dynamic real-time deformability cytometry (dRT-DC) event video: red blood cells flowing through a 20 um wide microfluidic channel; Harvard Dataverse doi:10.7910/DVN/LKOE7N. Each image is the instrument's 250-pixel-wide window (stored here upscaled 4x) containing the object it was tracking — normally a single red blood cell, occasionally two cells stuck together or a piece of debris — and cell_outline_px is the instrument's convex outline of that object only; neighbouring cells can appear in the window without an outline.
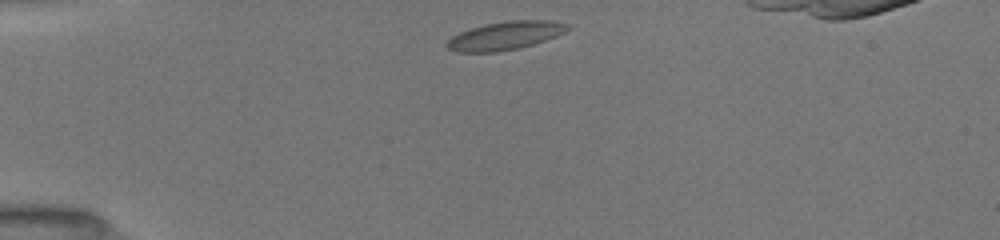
{"species": "common noctule bat (a hibernating species)", "species_latin": "Nyctalus noctula", "temperature_condition": "room temperature", "stored_images_in_passage": 18, "camera_frame_rate_fps": 3000, "um_per_image_px": 0.085, "animal": {"sex": "female", "body_mass_g": 19.5, "forearm_length_mm": 54.1}, "frame": {"image": 1, "passage_image": 1, "time_ms": 0.0, "image_size_px": [1000, 240], "cell_outline_px": [[572, 28], [556, 36], [520, 48], [496, 52], [456, 52], [448, 48], [444, 44], [452, 36], [460, 32], [484, 24], [508, 20], [552, 20], [568, 24]], "centroid_in_image_um": [42.94, 3.02], "position_along_channel_um": 42.1, "area_um2": 19.94}}
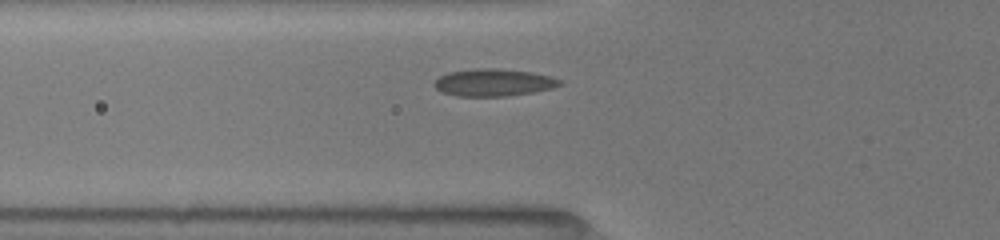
{"frame": {"image": 2, "passage_image": 11, "time_ms": 2.0, "image_size_px": [1000, 240], "cell_outline_px": [[560, 84], [552, 88], [532, 92], [504, 96], [456, 96], [440, 92], [432, 84], [440, 76], [448, 72], [476, 68], [500, 68], [532, 72], [552, 76], [560, 80]], "centroid_in_image_um": [41.91, 7.0], "position_along_channel_um": 83.9, "area_um2": 20.0}}
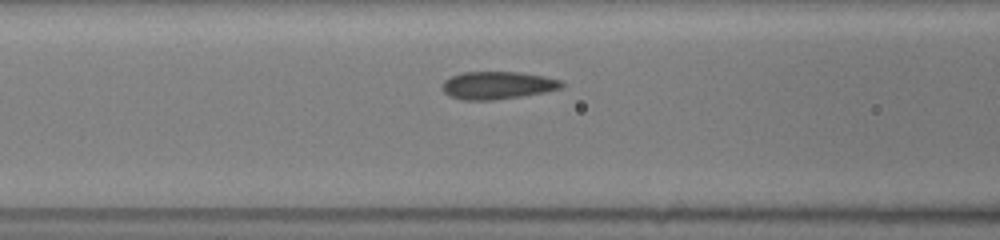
{"frame": {"image": 3, "passage_image": 16, "time_ms": 3.0, "image_size_px": [1000, 240], "cell_outline_px": [[564, 84], [560, 88], [544, 92], [520, 96], [492, 100], [464, 100], [448, 96], [444, 92], [444, 80], [460, 72], [520, 72], [544, 76], [560, 80]], "centroid_in_image_um": [42.27, 7.24], "position_along_channel_um": 124.3, "area_um2": 19.07}}